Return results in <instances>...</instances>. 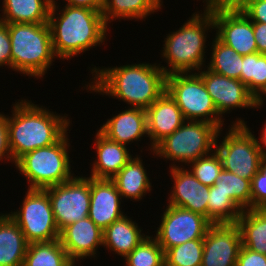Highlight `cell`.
Here are the masks:
<instances>
[{"label":"cell","mask_w":266,"mask_h":266,"mask_svg":"<svg viewBox=\"0 0 266 266\" xmlns=\"http://www.w3.org/2000/svg\"><path fill=\"white\" fill-rule=\"evenodd\" d=\"M95 135L97 160L95 159L90 177L112 179L132 158L127 146L108 139L99 130Z\"/></svg>","instance_id":"cell-21"},{"label":"cell","mask_w":266,"mask_h":266,"mask_svg":"<svg viewBox=\"0 0 266 266\" xmlns=\"http://www.w3.org/2000/svg\"><path fill=\"white\" fill-rule=\"evenodd\" d=\"M126 214L103 231V247L121 257L129 255L148 235Z\"/></svg>","instance_id":"cell-22"},{"label":"cell","mask_w":266,"mask_h":266,"mask_svg":"<svg viewBox=\"0 0 266 266\" xmlns=\"http://www.w3.org/2000/svg\"><path fill=\"white\" fill-rule=\"evenodd\" d=\"M161 3L162 0H105L102 15L107 24L114 18L141 20L153 12H158Z\"/></svg>","instance_id":"cell-27"},{"label":"cell","mask_w":266,"mask_h":266,"mask_svg":"<svg viewBox=\"0 0 266 266\" xmlns=\"http://www.w3.org/2000/svg\"><path fill=\"white\" fill-rule=\"evenodd\" d=\"M122 198L111 179L90 177V207L88 217L101 229L124 216L120 209Z\"/></svg>","instance_id":"cell-17"},{"label":"cell","mask_w":266,"mask_h":266,"mask_svg":"<svg viewBox=\"0 0 266 266\" xmlns=\"http://www.w3.org/2000/svg\"><path fill=\"white\" fill-rule=\"evenodd\" d=\"M217 140L215 150L222 160L223 169L242 179L252 180L264 157L258 148L257 138L245 121L237 118L223 141L217 144Z\"/></svg>","instance_id":"cell-9"},{"label":"cell","mask_w":266,"mask_h":266,"mask_svg":"<svg viewBox=\"0 0 266 266\" xmlns=\"http://www.w3.org/2000/svg\"><path fill=\"white\" fill-rule=\"evenodd\" d=\"M59 240L72 261L95 257L97 248L103 246V230L89 217L71 223L60 231Z\"/></svg>","instance_id":"cell-18"},{"label":"cell","mask_w":266,"mask_h":266,"mask_svg":"<svg viewBox=\"0 0 266 266\" xmlns=\"http://www.w3.org/2000/svg\"><path fill=\"white\" fill-rule=\"evenodd\" d=\"M3 159L10 160L12 164L14 163L9 148L7 115L0 113V160L2 161Z\"/></svg>","instance_id":"cell-40"},{"label":"cell","mask_w":266,"mask_h":266,"mask_svg":"<svg viewBox=\"0 0 266 266\" xmlns=\"http://www.w3.org/2000/svg\"><path fill=\"white\" fill-rule=\"evenodd\" d=\"M242 62V55L237 54L234 49L221 42L215 36L212 43L210 63L206 68L225 77L241 81Z\"/></svg>","instance_id":"cell-30"},{"label":"cell","mask_w":266,"mask_h":266,"mask_svg":"<svg viewBox=\"0 0 266 266\" xmlns=\"http://www.w3.org/2000/svg\"><path fill=\"white\" fill-rule=\"evenodd\" d=\"M171 165L174 186L171 187L169 205L201 214L208 219L209 186L202 184L188 169Z\"/></svg>","instance_id":"cell-16"},{"label":"cell","mask_w":266,"mask_h":266,"mask_svg":"<svg viewBox=\"0 0 266 266\" xmlns=\"http://www.w3.org/2000/svg\"><path fill=\"white\" fill-rule=\"evenodd\" d=\"M252 22L266 23V0L232 1Z\"/></svg>","instance_id":"cell-37"},{"label":"cell","mask_w":266,"mask_h":266,"mask_svg":"<svg viewBox=\"0 0 266 266\" xmlns=\"http://www.w3.org/2000/svg\"><path fill=\"white\" fill-rule=\"evenodd\" d=\"M266 208V157L260 161L259 171L251 180V209Z\"/></svg>","instance_id":"cell-36"},{"label":"cell","mask_w":266,"mask_h":266,"mask_svg":"<svg viewBox=\"0 0 266 266\" xmlns=\"http://www.w3.org/2000/svg\"><path fill=\"white\" fill-rule=\"evenodd\" d=\"M241 246L236 223L211 224L203 239L201 266H236Z\"/></svg>","instance_id":"cell-14"},{"label":"cell","mask_w":266,"mask_h":266,"mask_svg":"<svg viewBox=\"0 0 266 266\" xmlns=\"http://www.w3.org/2000/svg\"><path fill=\"white\" fill-rule=\"evenodd\" d=\"M99 131L108 139L125 145L133 141H140L147 132L146 110L129 107L107 120Z\"/></svg>","instance_id":"cell-20"},{"label":"cell","mask_w":266,"mask_h":266,"mask_svg":"<svg viewBox=\"0 0 266 266\" xmlns=\"http://www.w3.org/2000/svg\"><path fill=\"white\" fill-rule=\"evenodd\" d=\"M203 239L187 241L164 252L165 266H201Z\"/></svg>","instance_id":"cell-33"},{"label":"cell","mask_w":266,"mask_h":266,"mask_svg":"<svg viewBox=\"0 0 266 266\" xmlns=\"http://www.w3.org/2000/svg\"><path fill=\"white\" fill-rule=\"evenodd\" d=\"M204 8L203 14L195 12L181 28L170 32L164 39L162 57L164 56L169 69L164 66L161 68L166 75L191 73L192 70L202 69L207 41L205 32L214 29L212 2Z\"/></svg>","instance_id":"cell-4"},{"label":"cell","mask_w":266,"mask_h":266,"mask_svg":"<svg viewBox=\"0 0 266 266\" xmlns=\"http://www.w3.org/2000/svg\"><path fill=\"white\" fill-rule=\"evenodd\" d=\"M2 214V215H1ZM0 214V266H23L28 242L8 215Z\"/></svg>","instance_id":"cell-23"},{"label":"cell","mask_w":266,"mask_h":266,"mask_svg":"<svg viewBox=\"0 0 266 266\" xmlns=\"http://www.w3.org/2000/svg\"><path fill=\"white\" fill-rule=\"evenodd\" d=\"M191 173L204 185L213 186L221 170L222 160L219 154L214 151L209 155L198 158L189 163Z\"/></svg>","instance_id":"cell-35"},{"label":"cell","mask_w":266,"mask_h":266,"mask_svg":"<svg viewBox=\"0 0 266 266\" xmlns=\"http://www.w3.org/2000/svg\"><path fill=\"white\" fill-rule=\"evenodd\" d=\"M253 32L258 52L266 54V23L253 22Z\"/></svg>","instance_id":"cell-41"},{"label":"cell","mask_w":266,"mask_h":266,"mask_svg":"<svg viewBox=\"0 0 266 266\" xmlns=\"http://www.w3.org/2000/svg\"><path fill=\"white\" fill-rule=\"evenodd\" d=\"M260 136H261L259 140L260 142L257 139L258 148L260 149L263 157H266V149H265L266 148V122L262 130V134Z\"/></svg>","instance_id":"cell-43"},{"label":"cell","mask_w":266,"mask_h":266,"mask_svg":"<svg viewBox=\"0 0 266 266\" xmlns=\"http://www.w3.org/2000/svg\"><path fill=\"white\" fill-rule=\"evenodd\" d=\"M166 91L175 100L186 121H205L222 129L224 121L196 71L167 75Z\"/></svg>","instance_id":"cell-8"},{"label":"cell","mask_w":266,"mask_h":266,"mask_svg":"<svg viewBox=\"0 0 266 266\" xmlns=\"http://www.w3.org/2000/svg\"><path fill=\"white\" fill-rule=\"evenodd\" d=\"M214 185L218 190L229 194L242 210L251 209V180L242 179L235 173L222 169Z\"/></svg>","instance_id":"cell-32"},{"label":"cell","mask_w":266,"mask_h":266,"mask_svg":"<svg viewBox=\"0 0 266 266\" xmlns=\"http://www.w3.org/2000/svg\"><path fill=\"white\" fill-rule=\"evenodd\" d=\"M241 82L256 98L257 108L262 107V94L266 91V54L256 52L243 56Z\"/></svg>","instance_id":"cell-29"},{"label":"cell","mask_w":266,"mask_h":266,"mask_svg":"<svg viewBox=\"0 0 266 266\" xmlns=\"http://www.w3.org/2000/svg\"><path fill=\"white\" fill-rule=\"evenodd\" d=\"M69 258L59 239L29 243L23 266H68Z\"/></svg>","instance_id":"cell-28"},{"label":"cell","mask_w":266,"mask_h":266,"mask_svg":"<svg viewBox=\"0 0 266 266\" xmlns=\"http://www.w3.org/2000/svg\"><path fill=\"white\" fill-rule=\"evenodd\" d=\"M167 205L155 235L164 252L187 241L204 239L212 224L206 217L181 207Z\"/></svg>","instance_id":"cell-13"},{"label":"cell","mask_w":266,"mask_h":266,"mask_svg":"<svg viewBox=\"0 0 266 266\" xmlns=\"http://www.w3.org/2000/svg\"><path fill=\"white\" fill-rule=\"evenodd\" d=\"M22 230L28 243L59 239L48 193L44 189H28L19 210L8 213Z\"/></svg>","instance_id":"cell-10"},{"label":"cell","mask_w":266,"mask_h":266,"mask_svg":"<svg viewBox=\"0 0 266 266\" xmlns=\"http://www.w3.org/2000/svg\"><path fill=\"white\" fill-rule=\"evenodd\" d=\"M11 69L42 78L56 58L48 23H11Z\"/></svg>","instance_id":"cell-5"},{"label":"cell","mask_w":266,"mask_h":266,"mask_svg":"<svg viewBox=\"0 0 266 266\" xmlns=\"http://www.w3.org/2000/svg\"><path fill=\"white\" fill-rule=\"evenodd\" d=\"M91 72L95 77L87 89L116 97L130 107L146 110L166 91L167 75L160 64L138 63L103 69L95 66Z\"/></svg>","instance_id":"cell-1"},{"label":"cell","mask_w":266,"mask_h":266,"mask_svg":"<svg viewBox=\"0 0 266 266\" xmlns=\"http://www.w3.org/2000/svg\"><path fill=\"white\" fill-rule=\"evenodd\" d=\"M208 220L212 224L236 223L243 210L232 200L229 194L209 186Z\"/></svg>","instance_id":"cell-31"},{"label":"cell","mask_w":266,"mask_h":266,"mask_svg":"<svg viewBox=\"0 0 266 266\" xmlns=\"http://www.w3.org/2000/svg\"><path fill=\"white\" fill-rule=\"evenodd\" d=\"M136 155L111 179L121 198L141 200L151 191V183L143 166L142 159Z\"/></svg>","instance_id":"cell-24"},{"label":"cell","mask_w":266,"mask_h":266,"mask_svg":"<svg viewBox=\"0 0 266 266\" xmlns=\"http://www.w3.org/2000/svg\"><path fill=\"white\" fill-rule=\"evenodd\" d=\"M216 37L239 55L258 52L253 22L231 1L212 2Z\"/></svg>","instance_id":"cell-11"},{"label":"cell","mask_w":266,"mask_h":266,"mask_svg":"<svg viewBox=\"0 0 266 266\" xmlns=\"http://www.w3.org/2000/svg\"><path fill=\"white\" fill-rule=\"evenodd\" d=\"M12 113V117L7 116V126L14 163L28 152L56 143L71 123L67 116L54 114L25 99L15 103Z\"/></svg>","instance_id":"cell-3"},{"label":"cell","mask_w":266,"mask_h":266,"mask_svg":"<svg viewBox=\"0 0 266 266\" xmlns=\"http://www.w3.org/2000/svg\"><path fill=\"white\" fill-rule=\"evenodd\" d=\"M55 2L52 0L48 24L56 57L68 60L105 41L108 25L101 12L65 5L60 13Z\"/></svg>","instance_id":"cell-2"},{"label":"cell","mask_w":266,"mask_h":266,"mask_svg":"<svg viewBox=\"0 0 266 266\" xmlns=\"http://www.w3.org/2000/svg\"><path fill=\"white\" fill-rule=\"evenodd\" d=\"M147 132L153 148L178 129L186 119L175 100L165 91L147 109Z\"/></svg>","instance_id":"cell-19"},{"label":"cell","mask_w":266,"mask_h":266,"mask_svg":"<svg viewBox=\"0 0 266 266\" xmlns=\"http://www.w3.org/2000/svg\"><path fill=\"white\" fill-rule=\"evenodd\" d=\"M236 266H266V255L241 246Z\"/></svg>","instance_id":"cell-39"},{"label":"cell","mask_w":266,"mask_h":266,"mask_svg":"<svg viewBox=\"0 0 266 266\" xmlns=\"http://www.w3.org/2000/svg\"><path fill=\"white\" fill-rule=\"evenodd\" d=\"M197 74L203 79L208 94L221 117L224 113H229L231 109L257 107L256 98L240 80L225 77L208 68L206 71L201 69V72L198 71Z\"/></svg>","instance_id":"cell-15"},{"label":"cell","mask_w":266,"mask_h":266,"mask_svg":"<svg viewBox=\"0 0 266 266\" xmlns=\"http://www.w3.org/2000/svg\"><path fill=\"white\" fill-rule=\"evenodd\" d=\"M52 0H3L0 21L11 23H48Z\"/></svg>","instance_id":"cell-25"},{"label":"cell","mask_w":266,"mask_h":266,"mask_svg":"<svg viewBox=\"0 0 266 266\" xmlns=\"http://www.w3.org/2000/svg\"><path fill=\"white\" fill-rule=\"evenodd\" d=\"M207 5L209 2H231L233 0H205Z\"/></svg>","instance_id":"cell-44"},{"label":"cell","mask_w":266,"mask_h":266,"mask_svg":"<svg viewBox=\"0 0 266 266\" xmlns=\"http://www.w3.org/2000/svg\"><path fill=\"white\" fill-rule=\"evenodd\" d=\"M152 236H147L129 255L126 266H165L164 250Z\"/></svg>","instance_id":"cell-34"},{"label":"cell","mask_w":266,"mask_h":266,"mask_svg":"<svg viewBox=\"0 0 266 266\" xmlns=\"http://www.w3.org/2000/svg\"><path fill=\"white\" fill-rule=\"evenodd\" d=\"M44 190L50 198L59 231L71 223L88 217L90 177L74 176L69 181L44 188Z\"/></svg>","instance_id":"cell-12"},{"label":"cell","mask_w":266,"mask_h":266,"mask_svg":"<svg viewBox=\"0 0 266 266\" xmlns=\"http://www.w3.org/2000/svg\"><path fill=\"white\" fill-rule=\"evenodd\" d=\"M236 224L242 246L266 255V208L243 210Z\"/></svg>","instance_id":"cell-26"},{"label":"cell","mask_w":266,"mask_h":266,"mask_svg":"<svg viewBox=\"0 0 266 266\" xmlns=\"http://www.w3.org/2000/svg\"><path fill=\"white\" fill-rule=\"evenodd\" d=\"M66 1H67V6L88 8L102 13L105 0H66Z\"/></svg>","instance_id":"cell-42"},{"label":"cell","mask_w":266,"mask_h":266,"mask_svg":"<svg viewBox=\"0 0 266 266\" xmlns=\"http://www.w3.org/2000/svg\"><path fill=\"white\" fill-rule=\"evenodd\" d=\"M75 264V261H72L68 266H76Z\"/></svg>","instance_id":"cell-45"},{"label":"cell","mask_w":266,"mask_h":266,"mask_svg":"<svg viewBox=\"0 0 266 266\" xmlns=\"http://www.w3.org/2000/svg\"><path fill=\"white\" fill-rule=\"evenodd\" d=\"M220 131L223 129L205 121H185L171 135L160 141L153 148L152 154L174 161L173 163L178 161L187 165L215 150Z\"/></svg>","instance_id":"cell-7"},{"label":"cell","mask_w":266,"mask_h":266,"mask_svg":"<svg viewBox=\"0 0 266 266\" xmlns=\"http://www.w3.org/2000/svg\"><path fill=\"white\" fill-rule=\"evenodd\" d=\"M11 68V40L9 36V24L0 21V67Z\"/></svg>","instance_id":"cell-38"},{"label":"cell","mask_w":266,"mask_h":266,"mask_svg":"<svg viewBox=\"0 0 266 266\" xmlns=\"http://www.w3.org/2000/svg\"><path fill=\"white\" fill-rule=\"evenodd\" d=\"M66 132L56 143L21 156L14 164L29 182L28 189H44L69 181L71 173Z\"/></svg>","instance_id":"cell-6"}]
</instances>
